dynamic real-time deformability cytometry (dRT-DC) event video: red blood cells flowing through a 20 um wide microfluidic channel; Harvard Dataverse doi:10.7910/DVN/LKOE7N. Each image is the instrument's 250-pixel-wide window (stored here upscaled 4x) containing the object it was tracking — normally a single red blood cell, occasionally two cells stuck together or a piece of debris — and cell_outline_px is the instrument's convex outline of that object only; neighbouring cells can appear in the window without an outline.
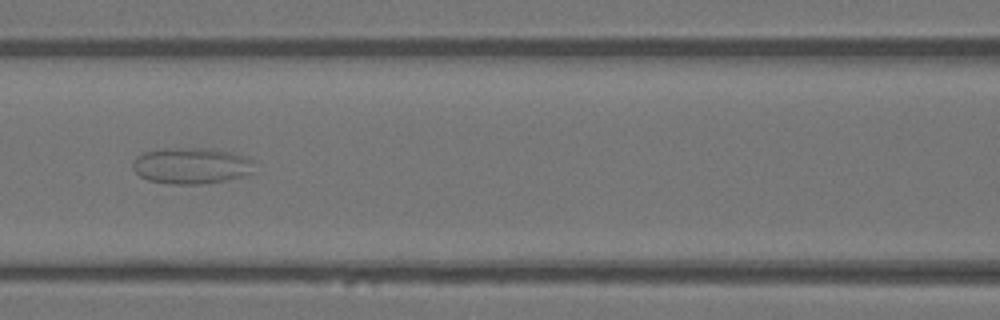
{"species": "Egyptian fruit bat (a non-hibernating species)", "species_latin": "Rousettus aegyptiacus", "temperature_condition": "warm", "stored_images_in_passage": 47, "camera_frame_rate_fps": 3000, "um_per_image_px": 0.085, "animal": {"sex": "female"}, "frame": {"image": 1, "passage_image": 20, "time_ms": 6.333, "image_size_px": [1000, 320], "cell_outline_px": [[256, 160], [252, 172], [244, 176], [224, 180], [200, 184], [168, 184], [148, 180], [140, 176], [132, 168], [132, 160], [136, 156], [144, 152], [168, 148], [216, 148], [248, 156]], "centroid_in_image_um": [16.3, 14.07], "position_along_channel_um": 150.3, "area_um2": 26.13}}
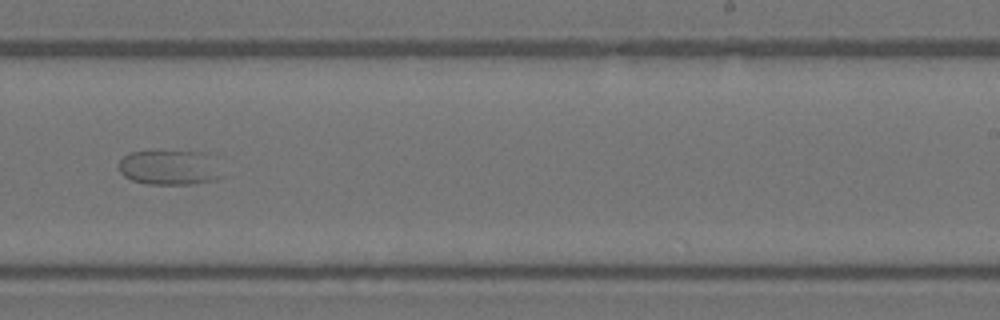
{"frame": {"image": 2, "passage_image": 29, "time_ms": 9.333, "image_size_px": [1000, 320], "cell_outline_px": [[224, 176], [216, 180], [192, 184], [148, 184], [132, 180], [124, 176], [120, 172], [120, 160], [128, 152], [152, 148], [160, 148], [200, 152]], "centroid_in_image_um": [14.28, 14.2], "position_along_channel_um": 274.7, "area_um2": 21.33}}
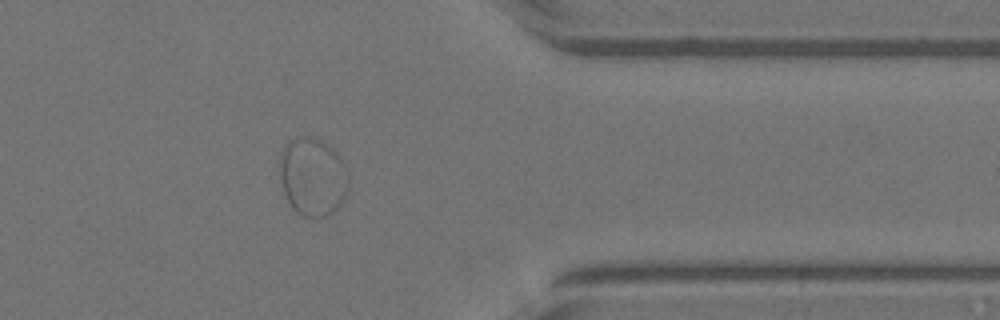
{"frame": {"image": 3, "passage_image": 38, "time_ms": 12.333, "image_size_px": [1000, 320], "cell_outline_px": [[348, 188], [340, 204], [332, 212], [324, 216], [300, 216], [292, 208], [284, 192], [280, 180], [280, 152], [284, 144], [292, 136], [312, 136], [328, 144], [336, 152], [344, 164], [348, 172]], "centroid_in_image_um": [26.55, 14.97], "position_along_channel_um": 384.9, "area_um2": 31.62}}